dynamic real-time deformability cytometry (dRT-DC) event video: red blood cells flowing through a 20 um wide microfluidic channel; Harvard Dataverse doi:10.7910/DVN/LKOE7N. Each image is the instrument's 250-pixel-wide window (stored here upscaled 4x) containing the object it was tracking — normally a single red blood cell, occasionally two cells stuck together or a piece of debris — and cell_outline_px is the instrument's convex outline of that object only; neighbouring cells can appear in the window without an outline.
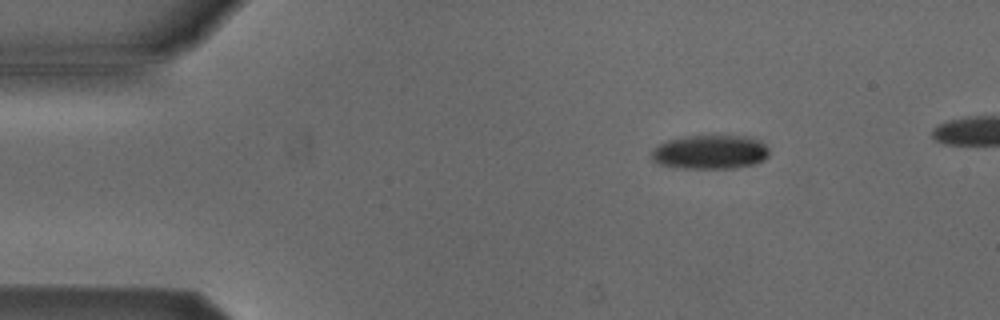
{"species": "Egyptian fruit bat (a non-hibernating species)", "species_latin": "Rousettus aegyptiacus", "temperature_condition": "cold", "stored_images_in_passage": 6, "segment_of_instrument_passage": [1, 2], "camera_frame_rate_fps": 3000, "um_per_image_px": 0.085, "animal": {"sex": "male"}, "frame": {"image": 1, "passage_image": 2, "time_ms": 1.0, "image_size_px": [1000, 320], "cell_outline_px": [[768, 156], [764, 160], [756, 164], [736, 168], [676, 168], [656, 164], [652, 160], [652, 152], [656, 144], [668, 140], [684, 136], [712, 132], [752, 136], [760, 140], [768, 148]], "centroid_in_image_um": [60.37, 12.87], "position_along_channel_um": 24.6, "area_um2": 24.74}}
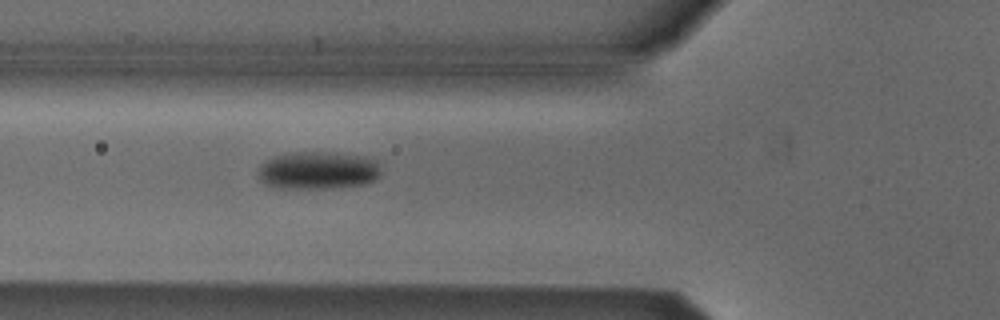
{"frame": {"image": 2, "passage_image": 5, "time_ms": 4.667, "image_size_px": [1000, 320], "cell_outline_px": [[380, 176], [376, 180], [364, 184], [332, 188], [280, 188], [268, 184], [260, 180], [260, 168], [272, 156], [284, 152], [324, 152], [364, 156], [380, 160]], "centroid_in_image_um": [27.11, 14.47], "position_along_channel_um": 98.7, "area_um2": 27.11}}